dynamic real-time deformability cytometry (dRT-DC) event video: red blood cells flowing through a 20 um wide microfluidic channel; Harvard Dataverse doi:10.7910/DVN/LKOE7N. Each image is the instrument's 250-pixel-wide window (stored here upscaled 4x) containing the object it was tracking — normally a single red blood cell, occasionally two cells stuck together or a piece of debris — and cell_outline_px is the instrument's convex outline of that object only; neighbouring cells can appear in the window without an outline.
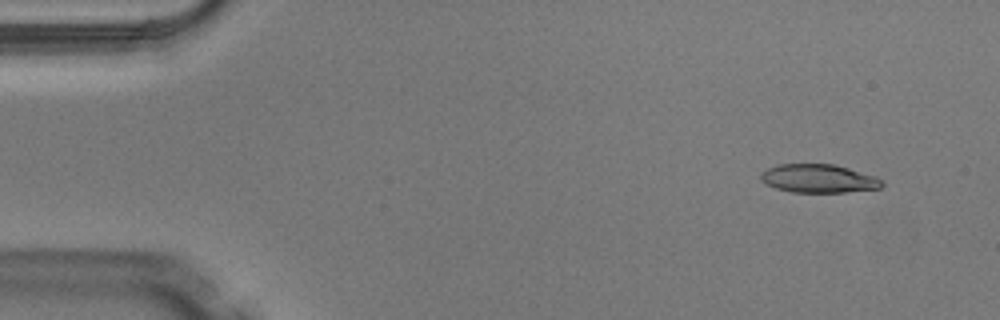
{"species": "Egyptian fruit bat (a non-hibernating species)", "species_latin": "Rousettus aegyptiacus", "temperature_condition": "warm", "stored_images_in_passage": 3, "camera_frame_rate_fps": 3000, "um_per_image_px": 0.085, "animal": {"sex": "male"}, "frame": {"image": 1, "passage_image": 1, "time_ms": 0.0, "image_size_px": [1000, 320], "cell_outline_px": [[884, 184], [880, 188], [844, 192], [792, 192], [776, 188], [760, 180], [760, 172], [776, 164], [832, 164], [848, 168], [872, 176], [880, 180]], "centroid_in_image_um": [69.51, 15.17], "position_along_channel_um": 15.5, "area_um2": 19.83}}
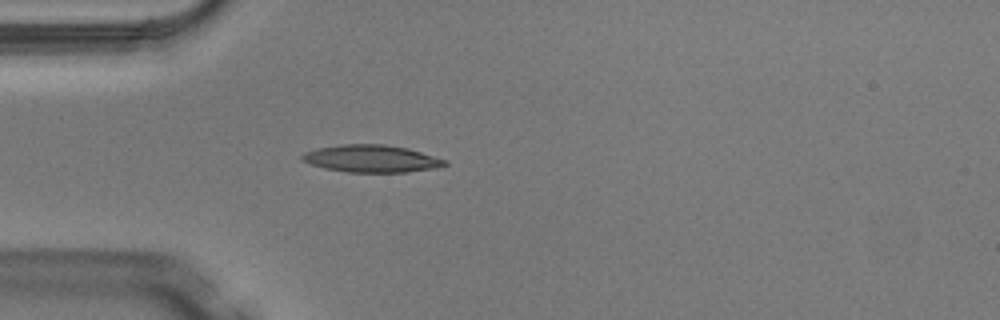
{"frame": {"image": 2, "passage_image": 3, "time_ms": 0.667, "image_size_px": [1000, 320], "cell_outline_px": [[448, 164], [440, 168], [408, 172], [348, 172], [324, 168], [312, 164], [304, 160], [300, 156], [304, 152], [320, 148], [344, 144], [384, 144], [408, 148], [448, 160]], "centroid_in_image_um": [31.66, 13.49], "position_along_channel_um": 53.3, "area_um2": 22.72}}